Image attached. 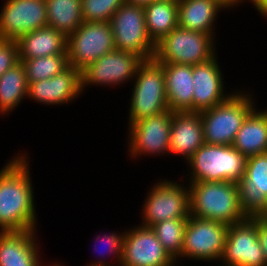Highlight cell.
Listing matches in <instances>:
<instances>
[{
	"label": "cell",
	"mask_w": 267,
	"mask_h": 266,
	"mask_svg": "<svg viewBox=\"0 0 267 266\" xmlns=\"http://www.w3.org/2000/svg\"><path fill=\"white\" fill-rule=\"evenodd\" d=\"M16 156L0 170V232L37 228L28 155Z\"/></svg>",
	"instance_id": "cell-1"
},
{
	"label": "cell",
	"mask_w": 267,
	"mask_h": 266,
	"mask_svg": "<svg viewBox=\"0 0 267 266\" xmlns=\"http://www.w3.org/2000/svg\"><path fill=\"white\" fill-rule=\"evenodd\" d=\"M190 216L231 226L246 219L237 182H189Z\"/></svg>",
	"instance_id": "cell-2"
},
{
	"label": "cell",
	"mask_w": 267,
	"mask_h": 266,
	"mask_svg": "<svg viewBox=\"0 0 267 266\" xmlns=\"http://www.w3.org/2000/svg\"><path fill=\"white\" fill-rule=\"evenodd\" d=\"M245 92L235 91L223 102L200 112L204 144H233L243 121L255 108L254 98Z\"/></svg>",
	"instance_id": "cell-3"
},
{
	"label": "cell",
	"mask_w": 267,
	"mask_h": 266,
	"mask_svg": "<svg viewBox=\"0 0 267 266\" xmlns=\"http://www.w3.org/2000/svg\"><path fill=\"white\" fill-rule=\"evenodd\" d=\"M246 157L232 145L203 144L187 161L190 182H238L245 174Z\"/></svg>",
	"instance_id": "cell-4"
},
{
	"label": "cell",
	"mask_w": 267,
	"mask_h": 266,
	"mask_svg": "<svg viewBox=\"0 0 267 266\" xmlns=\"http://www.w3.org/2000/svg\"><path fill=\"white\" fill-rule=\"evenodd\" d=\"M133 83L128 125L169 110L163 66L154 58L138 66Z\"/></svg>",
	"instance_id": "cell-5"
},
{
	"label": "cell",
	"mask_w": 267,
	"mask_h": 266,
	"mask_svg": "<svg viewBox=\"0 0 267 266\" xmlns=\"http://www.w3.org/2000/svg\"><path fill=\"white\" fill-rule=\"evenodd\" d=\"M214 36L177 27L156 43L154 59L190 66L207 62L216 56Z\"/></svg>",
	"instance_id": "cell-6"
},
{
	"label": "cell",
	"mask_w": 267,
	"mask_h": 266,
	"mask_svg": "<svg viewBox=\"0 0 267 266\" xmlns=\"http://www.w3.org/2000/svg\"><path fill=\"white\" fill-rule=\"evenodd\" d=\"M115 49L138 55L143 61L154 58L156 44L147 34L144 8L124 3L111 17Z\"/></svg>",
	"instance_id": "cell-7"
},
{
	"label": "cell",
	"mask_w": 267,
	"mask_h": 266,
	"mask_svg": "<svg viewBox=\"0 0 267 266\" xmlns=\"http://www.w3.org/2000/svg\"><path fill=\"white\" fill-rule=\"evenodd\" d=\"M114 50V36L109 22L83 21L67 37L69 65L79 71Z\"/></svg>",
	"instance_id": "cell-8"
},
{
	"label": "cell",
	"mask_w": 267,
	"mask_h": 266,
	"mask_svg": "<svg viewBox=\"0 0 267 266\" xmlns=\"http://www.w3.org/2000/svg\"><path fill=\"white\" fill-rule=\"evenodd\" d=\"M157 182L152 185L147 194L141 210L142 224L140 225L151 227L168 219L188 218L190 216L189 186L166 179Z\"/></svg>",
	"instance_id": "cell-9"
},
{
	"label": "cell",
	"mask_w": 267,
	"mask_h": 266,
	"mask_svg": "<svg viewBox=\"0 0 267 266\" xmlns=\"http://www.w3.org/2000/svg\"><path fill=\"white\" fill-rule=\"evenodd\" d=\"M229 226L210 219L189 216L181 258L206 261L221 260Z\"/></svg>",
	"instance_id": "cell-10"
},
{
	"label": "cell",
	"mask_w": 267,
	"mask_h": 266,
	"mask_svg": "<svg viewBox=\"0 0 267 266\" xmlns=\"http://www.w3.org/2000/svg\"><path fill=\"white\" fill-rule=\"evenodd\" d=\"M173 113L174 111L166 110L128 125L127 143L131 158H139L142 154L160 156L159 154L169 153Z\"/></svg>",
	"instance_id": "cell-11"
},
{
	"label": "cell",
	"mask_w": 267,
	"mask_h": 266,
	"mask_svg": "<svg viewBox=\"0 0 267 266\" xmlns=\"http://www.w3.org/2000/svg\"><path fill=\"white\" fill-rule=\"evenodd\" d=\"M142 62L143 60L136 54L115 49L81 71V90L84 92L86 87L92 84L108 87L120 85L131 79L133 81Z\"/></svg>",
	"instance_id": "cell-12"
},
{
	"label": "cell",
	"mask_w": 267,
	"mask_h": 266,
	"mask_svg": "<svg viewBox=\"0 0 267 266\" xmlns=\"http://www.w3.org/2000/svg\"><path fill=\"white\" fill-rule=\"evenodd\" d=\"M221 263L220 266H266L255 217L229 226Z\"/></svg>",
	"instance_id": "cell-13"
},
{
	"label": "cell",
	"mask_w": 267,
	"mask_h": 266,
	"mask_svg": "<svg viewBox=\"0 0 267 266\" xmlns=\"http://www.w3.org/2000/svg\"><path fill=\"white\" fill-rule=\"evenodd\" d=\"M151 227L134 226L125 231L120 266H176Z\"/></svg>",
	"instance_id": "cell-14"
},
{
	"label": "cell",
	"mask_w": 267,
	"mask_h": 266,
	"mask_svg": "<svg viewBox=\"0 0 267 266\" xmlns=\"http://www.w3.org/2000/svg\"><path fill=\"white\" fill-rule=\"evenodd\" d=\"M0 12V39L17 40L47 26L46 0H5Z\"/></svg>",
	"instance_id": "cell-15"
},
{
	"label": "cell",
	"mask_w": 267,
	"mask_h": 266,
	"mask_svg": "<svg viewBox=\"0 0 267 266\" xmlns=\"http://www.w3.org/2000/svg\"><path fill=\"white\" fill-rule=\"evenodd\" d=\"M237 186L246 217L264 216L267 212V152L247 157L245 174Z\"/></svg>",
	"instance_id": "cell-16"
},
{
	"label": "cell",
	"mask_w": 267,
	"mask_h": 266,
	"mask_svg": "<svg viewBox=\"0 0 267 266\" xmlns=\"http://www.w3.org/2000/svg\"><path fill=\"white\" fill-rule=\"evenodd\" d=\"M81 71L69 66L46 80L28 82L27 97L43 105H63L82 94Z\"/></svg>",
	"instance_id": "cell-17"
},
{
	"label": "cell",
	"mask_w": 267,
	"mask_h": 266,
	"mask_svg": "<svg viewBox=\"0 0 267 266\" xmlns=\"http://www.w3.org/2000/svg\"><path fill=\"white\" fill-rule=\"evenodd\" d=\"M193 75V112L212 108L226 100L224 77L217 56L207 62L192 66Z\"/></svg>",
	"instance_id": "cell-18"
},
{
	"label": "cell",
	"mask_w": 267,
	"mask_h": 266,
	"mask_svg": "<svg viewBox=\"0 0 267 266\" xmlns=\"http://www.w3.org/2000/svg\"><path fill=\"white\" fill-rule=\"evenodd\" d=\"M36 232H0V266H42Z\"/></svg>",
	"instance_id": "cell-19"
},
{
	"label": "cell",
	"mask_w": 267,
	"mask_h": 266,
	"mask_svg": "<svg viewBox=\"0 0 267 266\" xmlns=\"http://www.w3.org/2000/svg\"><path fill=\"white\" fill-rule=\"evenodd\" d=\"M204 144L200 112H174L171 121L170 151L186 161Z\"/></svg>",
	"instance_id": "cell-20"
},
{
	"label": "cell",
	"mask_w": 267,
	"mask_h": 266,
	"mask_svg": "<svg viewBox=\"0 0 267 266\" xmlns=\"http://www.w3.org/2000/svg\"><path fill=\"white\" fill-rule=\"evenodd\" d=\"M163 66L165 90L170 111L193 112L192 66L160 63Z\"/></svg>",
	"instance_id": "cell-21"
},
{
	"label": "cell",
	"mask_w": 267,
	"mask_h": 266,
	"mask_svg": "<svg viewBox=\"0 0 267 266\" xmlns=\"http://www.w3.org/2000/svg\"><path fill=\"white\" fill-rule=\"evenodd\" d=\"M16 43L21 62L36 57L68 54L67 37L49 26L23 34Z\"/></svg>",
	"instance_id": "cell-22"
},
{
	"label": "cell",
	"mask_w": 267,
	"mask_h": 266,
	"mask_svg": "<svg viewBox=\"0 0 267 266\" xmlns=\"http://www.w3.org/2000/svg\"><path fill=\"white\" fill-rule=\"evenodd\" d=\"M223 9L215 0H178V27L215 35L214 22Z\"/></svg>",
	"instance_id": "cell-23"
},
{
	"label": "cell",
	"mask_w": 267,
	"mask_h": 266,
	"mask_svg": "<svg viewBox=\"0 0 267 266\" xmlns=\"http://www.w3.org/2000/svg\"><path fill=\"white\" fill-rule=\"evenodd\" d=\"M256 108L245 118L232 144L246 158L267 152V109Z\"/></svg>",
	"instance_id": "cell-24"
},
{
	"label": "cell",
	"mask_w": 267,
	"mask_h": 266,
	"mask_svg": "<svg viewBox=\"0 0 267 266\" xmlns=\"http://www.w3.org/2000/svg\"><path fill=\"white\" fill-rule=\"evenodd\" d=\"M143 8L147 34L155 44L178 27V0L152 1Z\"/></svg>",
	"instance_id": "cell-25"
},
{
	"label": "cell",
	"mask_w": 267,
	"mask_h": 266,
	"mask_svg": "<svg viewBox=\"0 0 267 266\" xmlns=\"http://www.w3.org/2000/svg\"><path fill=\"white\" fill-rule=\"evenodd\" d=\"M28 93L26 70L21 61L0 76V114L10 113Z\"/></svg>",
	"instance_id": "cell-26"
},
{
	"label": "cell",
	"mask_w": 267,
	"mask_h": 266,
	"mask_svg": "<svg viewBox=\"0 0 267 266\" xmlns=\"http://www.w3.org/2000/svg\"><path fill=\"white\" fill-rule=\"evenodd\" d=\"M81 4L82 0H46L47 26L68 37L84 21Z\"/></svg>",
	"instance_id": "cell-27"
},
{
	"label": "cell",
	"mask_w": 267,
	"mask_h": 266,
	"mask_svg": "<svg viewBox=\"0 0 267 266\" xmlns=\"http://www.w3.org/2000/svg\"><path fill=\"white\" fill-rule=\"evenodd\" d=\"M188 218L168 219L151 226L156 237L178 265ZM180 257V258H179Z\"/></svg>",
	"instance_id": "cell-28"
},
{
	"label": "cell",
	"mask_w": 267,
	"mask_h": 266,
	"mask_svg": "<svg viewBox=\"0 0 267 266\" xmlns=\"http://www.w3.org/2000/svg\"><path fill=\"white\" fill-rule=\"evenodd\" d=\"M28 82L46 80L63 72L70 65L68 54L36 57L22 61Z\"/></svg>",
	"instance_id": "cell-29"
},
{
	"label": "cell",
	"mask_w": 267,
	"mask_h": 266,
	"mask_svg": "<svg viewBox=\"0 0 267 266\" xmlns=\"http://www.w3.org/2000/svg\"><path fill=\"white\" fill-rule=\"evenodd\" d=\"M124 3V0H82L83 19L88 22H110Z\"/></svg>",
	"instance_id": "cell-30"
},
{
	"label": "cell",
	"mask_w": 267,
	"mask_h": 266,
	"mask_svg": "<svg viewBox=\"0 0 267 266\" xmlns=\"http://www.w3.org/2000/svg\"><path fill=\"white\" fill-rule=\"evenodd\" d=\"M118 232H112V233H105V235H97L96 236V241L97 242H103V244L107 245V249L105 248V250L99 251L100 255V259L97 261L94 260V263H89V265L86 266H108L109 263H106L107 261L104 259L105 255L108 257V255H112L115 257L117 263L121 264V260H122V248H123V237L125 232H119V234H117ZM121 233V234H120ZM98 244V243H97ZM100 244V243H99ZM96 251L98 252L97 249H99V247H97V245H94ZM101 247V246H100ZM104 247V246H103ZM95 251V253H96ZM102 252V253H101ZM103 258V259H101ZM101 260V261H100ZM112 266V265H109Z\"/></svg>",
	"instance_id": "cell-31"
},
{
	"label": "cell",
	"mask_w": 267,
	"mask_h": 266,
	"mask_svg": "<svg viewBox=\"0 0 267 266\" xmlns=\"http://www.w3.org/2000/svg\"><path fill=\"white\" fill-rule=\"evenodd\" d=\"M19 62L16 40L0 39V76Z\"/></svg>",
	"instance_id": "cell-32"
},
{
	"label": "cell",
	"mask_w": 267,
	"mask_h": 266,
	"mask_svg": "<svg viewBox=\"0 0 267 266\" xmlns=\"http://www.w3.org/2000/svg\"><path fill=\"white\" fill-rule=\"evenodd\" d=\"M255 224L258 233V239L260 241L261 248L263 249V255L267 266V219L264 216H256Z\"/></svg>",
	"instance_id": "cell-33"
},
{
	"label": "cell",
	"mask_w": 267,
	"mask_h": 266,
	"mask_svg": "<svg viewBox=\"0 0 267 266\" xmlns=\"http://www.w3.org/2000/svg\"><path fill=\"white\" fill-rule=\"evenodd\" d=\"M246 0H239V3H242ZM249 3V0L247 1ZM253 3V7L257 9L259 14L267 18V0H250Z\"/></svg>",
	"instance_id": "cell-34"
},
{
	"label": "cell",
	"mask_w": 267,
	"mask_h": 266,
	"mask_svg": "<svg viewBox=\"0 0 267 266\" xmlns=\"http://www.w3.org/2000/svg\"><path fill=\"white\" fill-rule=\"evenodd\" d=\"M218 4H220L224 9H229L230 7L231 8H235L240 6L238 5L239 4V0H215Z\"/></svg>",
	"instance_id": "cell-35"
},
{
	"label": "cell",
	"mask_w": 267,
	"mask_h": 266,
	"mask_svg": "<svg viewBox=\"0 0 267 266\" xmlns=\"http://www.w3.org/2000/svg\"><path fill=\"white\" fill-rule=\"evenodd\" d=\"M124 2L132 5H139L145 7L150 3V0H124Z\"/></svg>",
	"instance_id": "cell-36"
},
{
	"label": "cell",
	"mask_w": 267,
	"mask_h": 266,
	"mask_svg": "<svg viewBox=\"0 0 267 266\" xmlns=\"http://www.w3.org/2000/svg\"><path fill=\"white\" fill-rule=\"evenodd\" d=\"M152 1H159V0H150V3H151ZM161 1H168V0H161Z\"/></svg>",
	"instance_id": "cell-37"
}]
</instances>
